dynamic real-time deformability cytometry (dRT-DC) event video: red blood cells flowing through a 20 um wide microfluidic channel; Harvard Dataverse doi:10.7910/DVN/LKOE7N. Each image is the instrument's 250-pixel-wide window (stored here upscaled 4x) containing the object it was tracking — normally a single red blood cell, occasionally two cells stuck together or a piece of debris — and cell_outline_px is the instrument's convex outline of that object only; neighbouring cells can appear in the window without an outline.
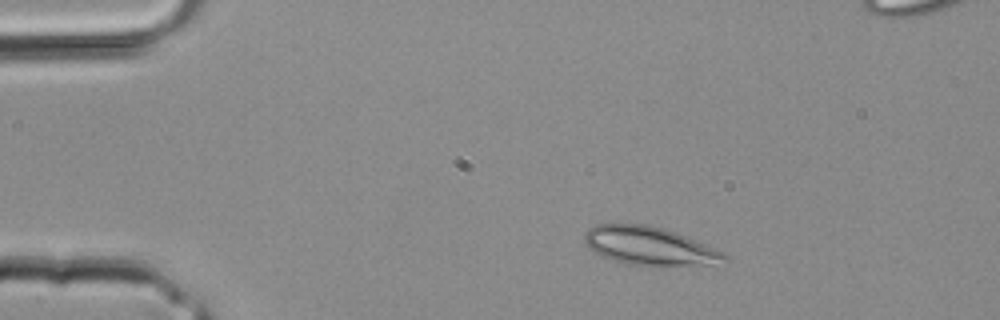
{"species": "common noctule bat (a hibernating species)", "species_latin": "Nyctalus noctula", "temperature_condition": "room temperature", "stored_images_in_passage": 3, "camera_frame_rate_fps": 3000, "um_per_image_px": 0.085, "animal": {"sex": "male", "body_mass_g": 20.4}, "frame": {"image": 1, "passage_image": 1, "time_ms": 0.0, "image_size_px": [1000, 320], "cell_outline_px": [[728, 260], [708, 264], [628, 264], [604, 256], [588, 248], [584, 240], [584, 232], [588, 228], [596, 224], [648, 224], [664, 228], [676, 232], [724, 252], [728, 256]], "centroid_in_image_um": [55.16, 20.86], "position_along_channel_um": 29.8, "area_um2": 30.52}}